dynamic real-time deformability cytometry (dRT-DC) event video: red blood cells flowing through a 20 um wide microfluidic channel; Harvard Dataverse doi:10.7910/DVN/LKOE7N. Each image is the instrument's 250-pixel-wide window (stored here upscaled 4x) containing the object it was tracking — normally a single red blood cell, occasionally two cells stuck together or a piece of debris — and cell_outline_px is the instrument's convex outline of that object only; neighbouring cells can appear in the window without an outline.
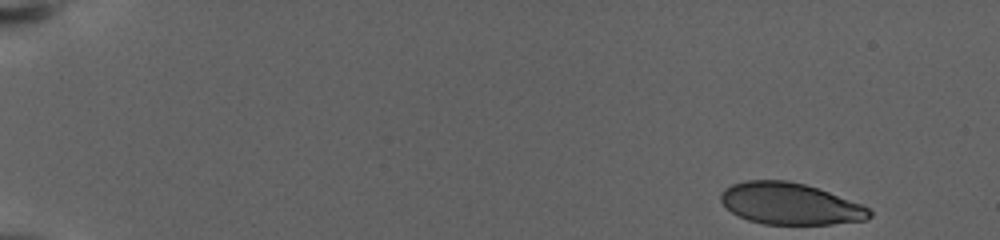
{"species": "human", "species_latin": "Homo sapiens", "temperature_condition": "warm", "stored_images_in_passage": 43, "camera_frame_rate_fps": 3000, "um_per_image_px": 0.085, "donor": {"sex": "female"}, "frame": {"image": 1, "passage_image": 1, "time_ms": 0.0, "image_size_px": [1000, 240], "cell_outline_px": [[872, 216], [864, 220], [832, 224], [764, 224], [748, 220], [732, 212], [720, 200], [720, 192], [724, 188], [732, 184], [744, 180], [788, 180], [804, 184], [828, 192], [860, 204], [868, 208], [872, 212]], "centroid_in_image_um": [67.12, 17.31], "position_along_channel_um": 17.9, "area_um2": 35.84}}
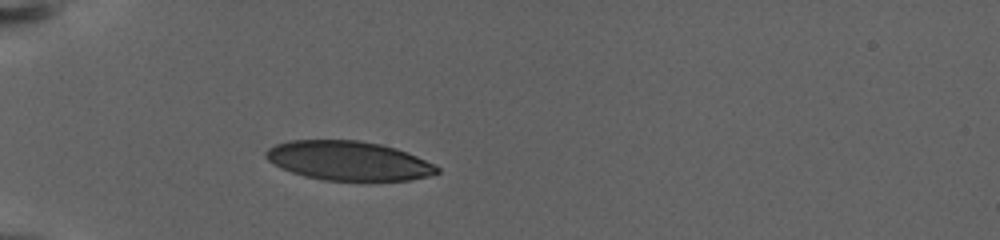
{"frame": {"image": 2, "passage_image": 31, "time_ms": 6.0, "image_size_px": [1000, 240], "cell_outline_px": [[440, 172], [428, 176], [408, 180], [324, 180], [304, 176], [280, 168], [268, 160], [264, 156], [264, 152], [268, 148], [276, 144], [288, 140], [360, 140], [380, 144], [396, 148], [408, 152], [436, 164], [440, 168]], "centroid_in_image_um": [29.62, 13.65], "position_along_channel_um": 55.4, "area_um2": 39.3}}
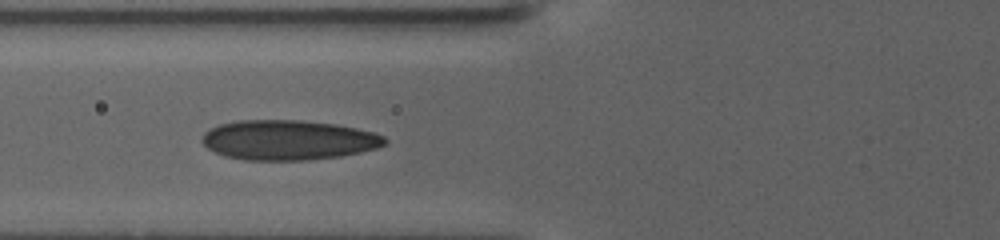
{"frame": {"image": 3, "passage_image": 42, "time_ms": 8.333, "image_size_px": [1000, 240], "cell_outline_px": [[388, 144], [380, 148], [340, 156], [308, 160], [244, 160], [224, 156], [208, 148], [200, 140], [204, 132], [220, 124], [236, 120], [300, 120], [336, 124], [356, 128], [372, 132], [384, 136], [388, 140]], "centroid_in_image_um": [24.53, 11.9], "position_along_channel_um": 101.3, "area_um2": 42.71}}